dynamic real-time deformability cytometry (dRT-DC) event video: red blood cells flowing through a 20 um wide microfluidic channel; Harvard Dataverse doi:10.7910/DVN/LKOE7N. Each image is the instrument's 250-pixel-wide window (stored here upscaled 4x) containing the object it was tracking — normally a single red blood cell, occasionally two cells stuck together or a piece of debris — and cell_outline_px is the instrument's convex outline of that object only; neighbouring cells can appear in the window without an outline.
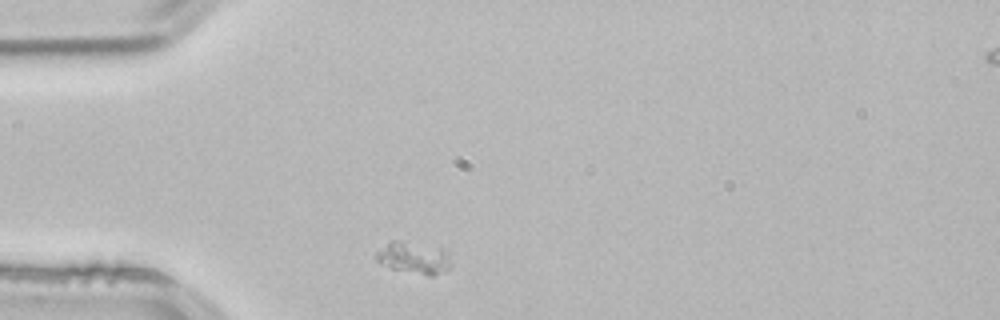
{"species": "common noctule bat (a hibernating species)", "species_latin": "Nyctalus noctula", "temperature_condition": "room temperature", "stored_images_in_passage": 1, "camera_frame_rate_fps": 3000, "um_per_image_px": 0.085, "animal": {"sex": "male", "body_mass_g": 21.5, "forearm_length_mm": 52.0}, "frame": {"image": 1, "passage_image": 1, "time_ms": 0.0, "image_size_px": [1000, 320], "cell_outline_px": [[452, 268], [444, 272], [432, 276], [428, 276], [392, 268], [380, 264], [376, 260], [376, 252], [392, 240], [400, 240], [440, 248], [448, 252], [452, 264]], "centroid_in_image_um": [35.22, 21.93], "position_along_channel_um": 49.8, "area_um2": 13.99}}